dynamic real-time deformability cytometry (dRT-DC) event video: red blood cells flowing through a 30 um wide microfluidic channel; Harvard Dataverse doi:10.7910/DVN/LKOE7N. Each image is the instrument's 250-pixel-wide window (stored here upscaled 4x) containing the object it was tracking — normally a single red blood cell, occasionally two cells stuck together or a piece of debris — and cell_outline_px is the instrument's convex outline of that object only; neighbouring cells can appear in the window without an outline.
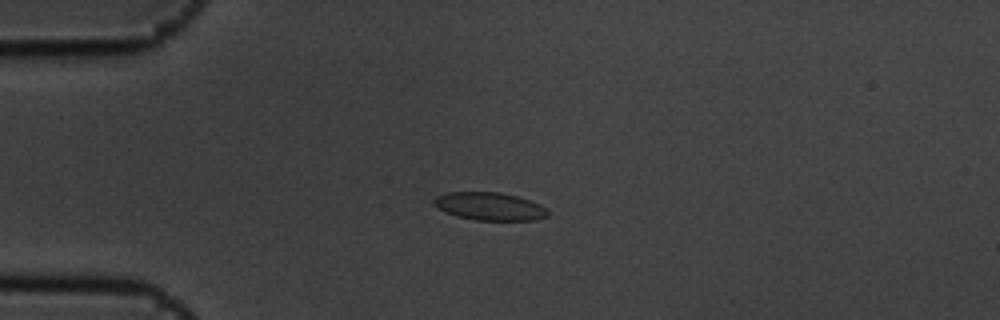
{"species": "common noctule bat (a hibernating species)", "species_latin": "Nyctalus noctula", "temperature_condition": "cold", "stored_images_in_passage": 56, "camera_frame_rate_fps": 3000, "um_per_image_px": 0.085, "animal": {"sex": "male", "body_mass_g": 19.5, "forearm_length_mm": 54.6}, "frame": {"image": 1, "passage_image": 14, "time_ms": 4.333, "image_size_px": [1000, 320], "cell_outline_px": [[548, 216], [536, 220], [476, 220], [456, 216], [432, 204], [432, 200], [436, 196], [448, 192], [500, 192], [516, 196], [540, 204], [548, 212]], "centroid_in_image_um": [41.61, 17.53], "position_along_channel_um": 43.4, "area_um2": 18.38}}
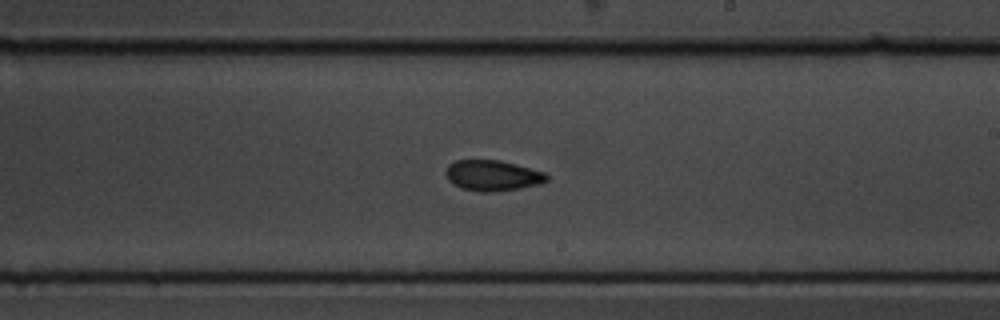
{"frame": {"image": 2, "passage_image": 33, "time_ms": 10.667, "image_size_px": [1000, 320], "cell_outline_px": [[548, 180], [540, 184], [520, 188], [496, 192], [480, 192], [464, 188], [448, 180], [444, 172], [448, 164], [456, 160], [500, 160], [516, 164], [544, 172], [548, 176]], "centroid_in_image_um": [41.87, 14.91], "position_along_channel_um": 247.1, "area_um2": 18.03}}
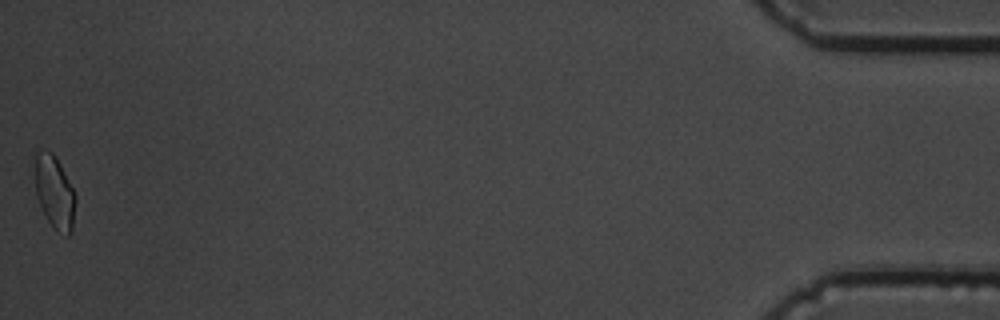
{"frame": {"image": 3, "passage_image": 56, "time_ms": 18.333, "image_size_px": [1000, 320], "cell_outline_px": [[76, 200], [72, 232], [68, 236], [56, 232], [52, 228], [36, 196], [36, 148], [52, 152], [56, 156], [76, 196]], "centroid_in_image_um": [4.66, 16.37], "position_along_channel_um": 430.5, "area_um2": 17.22}, "authors_computed_cell_mechanics": {"area_um2": 17.9758, "velocity_mm_per_s": 3.5854, "shape_relaxation_time_tau1_ms": 2.678, "shape_relaxation_time_tau2_ms": 3.2811, "deformation_change_tau1": 0.0975, "deformation_change_tau2": 0.0771}}